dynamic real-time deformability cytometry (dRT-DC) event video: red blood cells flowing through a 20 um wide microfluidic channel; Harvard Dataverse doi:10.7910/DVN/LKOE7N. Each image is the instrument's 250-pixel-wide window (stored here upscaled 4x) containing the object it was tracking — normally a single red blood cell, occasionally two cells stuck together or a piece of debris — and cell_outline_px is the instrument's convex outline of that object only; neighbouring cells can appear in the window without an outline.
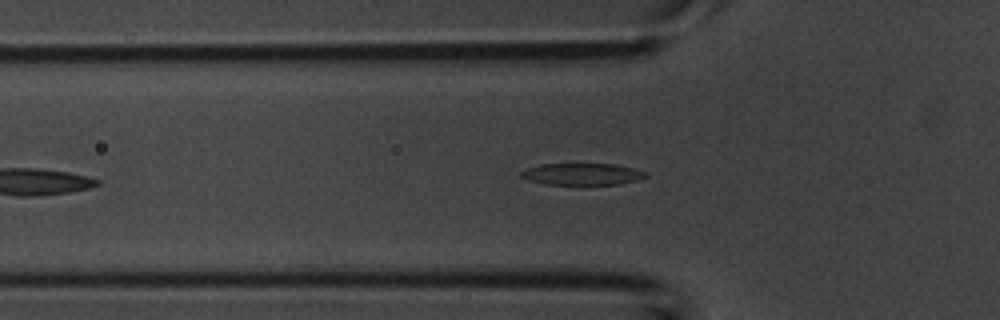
{"species": "common noctule bat (a hibernating species)", "species_latin": "Nyctalus noctula", "temperature_condition": "room temperature", "stored_images_in_passage": 27, "camera_frame_rate_fps": 3000, "um_per_image_px": 0.085, "animal": {"sex": "male", "body_mass_g": 20.1, "forearm_length_mm": 53.5}, "frame": {"image": 1, "passage_image": 6, "time_ms": 1.667, "image_size_px": [1000, 320], "cell_outline_px": [[648, 176], [636, 180], [620, 184], [544, 184], [528, 180], [520, 176], [520, 172], [528, 168], [540, 164], [616, 164], [648, 172]], "centroid_in_image_um": [49.49, 14.79], "position_along_channel_um": 76.3, "area_um2": 15.72}}
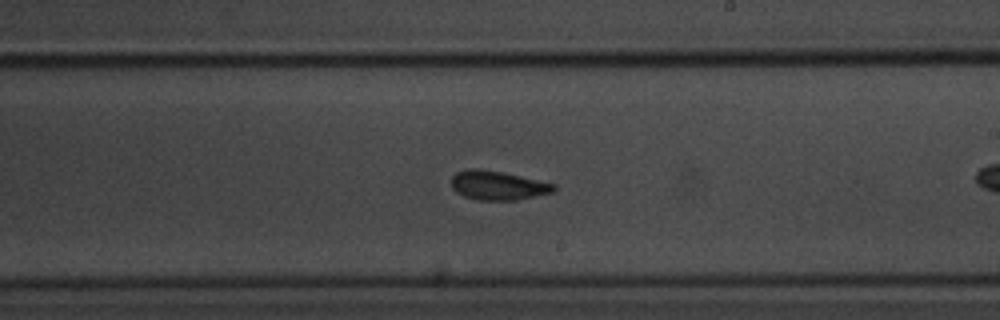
{"frame": {"image": 2, "passage_image": 16, "time_ms": 5.0, "image_size_px": [1000, 320], "cell_outline_px": [[556, 188], [552, 192], [516, 200], [476, 200], [464, 196], [456, 192], [452, 188], [452, 176], [456, 172], [468, 168], [480, 168], [504, 172], [556, 184]], "centroid_in_image_um": [42.29, 15.75], "position_along_channel_um": 246.7, "area_um2": 17.46}}
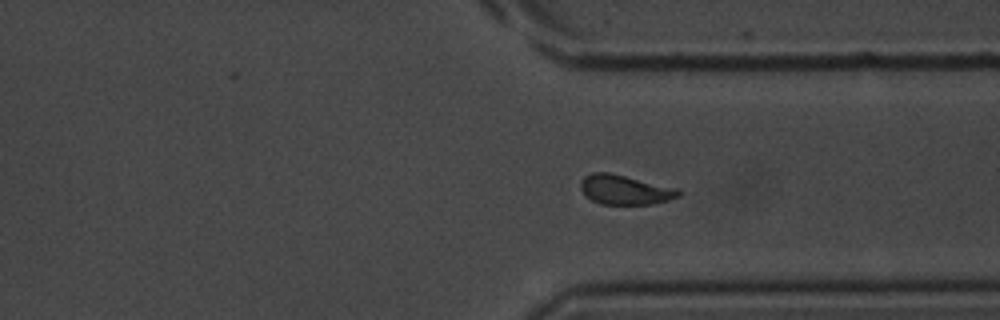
{"frame": {"image": 3, "passage_image": 25, "time_ms": 8.0, "image_size_px": [1000, 320], "cell_outline_px": [[684, 192], [680, 196], [668, 200], [652, 204], [600, 204], [584, 196], [580, 188], [580, 184], [584, 176], [592, 172], [608, 172], [680, 188]], "centroid_in_image_um": [53.15, 16.13], "position_along_channel_um": 358.3, "area_um2": 17.17}}